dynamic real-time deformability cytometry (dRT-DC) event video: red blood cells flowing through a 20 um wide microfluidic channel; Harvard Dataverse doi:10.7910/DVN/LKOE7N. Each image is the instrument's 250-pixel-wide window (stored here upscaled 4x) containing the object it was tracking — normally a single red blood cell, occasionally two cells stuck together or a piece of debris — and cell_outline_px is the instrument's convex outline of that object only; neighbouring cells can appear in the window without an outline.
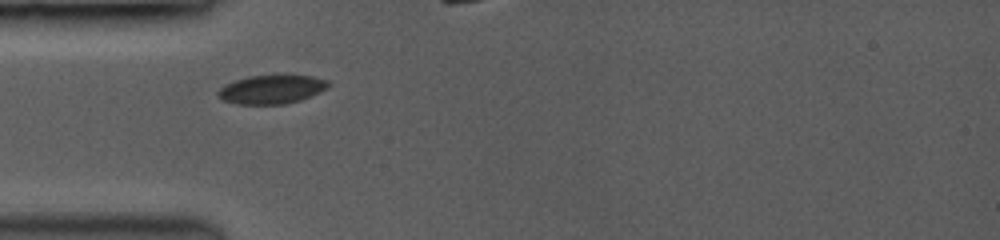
{"species": "common noctule bat (a hibernating species)", "species_latin": "Nyctalus noctula", "temperature_condition": "room temperature", "stored_images_in_passage": 34, "camera_frame_rate_fps": 3500, "um_per_image_px": 0.085, "animal": {"sex": "female", "body_mass_g": 19.0, "forearm_length_mm": 53.3}, "frame": {"image": 1, "passage_image": 1, "time_ms": 0.0, "image_size_px": [1000, 240], "cell_outline_px": [[328, 88], [308, 96], [284, 104], [240, 104], [224, 100], [216, 92], [220, 88], [236, 80], [248, 76], [312, 76], [328, 80]], "centroid_in_image_um": [23.08, 7.59], "position_along_channel_um": 61.9, "area_um2": 17.8}}
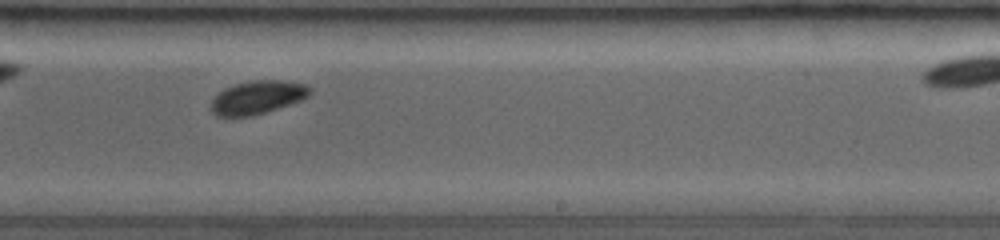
{"frame": {"image": 2, "passage_image": 19, "time_ms": 5.143, "image_size_px": [1000, 240], "cell_outline_px": [[312, 88], [300, 100], [252, 116], [216, 116], [212, 112], [212, 100], [220, 92], [236, 84], [252, 80], [280, 80], [304, 84]], "centroid_in_image_um": [21.85, 8.27], "position_along_channel_um": 267.1, "area_um2": 18.5}}
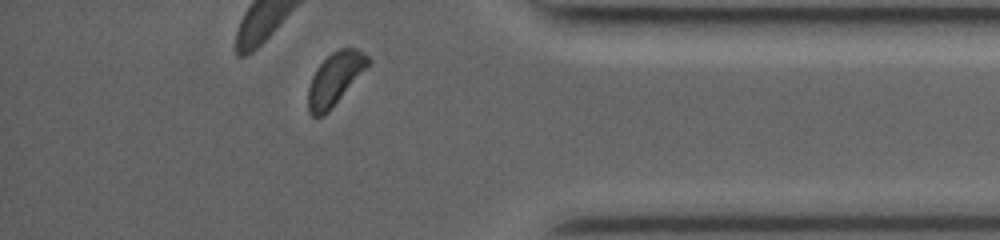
{"frame": {"image": 3, "passage_image": 32, "time_ms": 8.857, "image_size_px": [1000, 240], "cell_outline_px": [[372, 60], [328, 112], [324, 116], [312, 116], [308, 112], [308, 88], [312, 76], [316, 68], [332, 52], [340, 48], [356, 48], [364, 52]], "centroid_in_image_um": [28.45, 6.69], "position_along_channel_um": 406.8, "area_um2": 18.03}}